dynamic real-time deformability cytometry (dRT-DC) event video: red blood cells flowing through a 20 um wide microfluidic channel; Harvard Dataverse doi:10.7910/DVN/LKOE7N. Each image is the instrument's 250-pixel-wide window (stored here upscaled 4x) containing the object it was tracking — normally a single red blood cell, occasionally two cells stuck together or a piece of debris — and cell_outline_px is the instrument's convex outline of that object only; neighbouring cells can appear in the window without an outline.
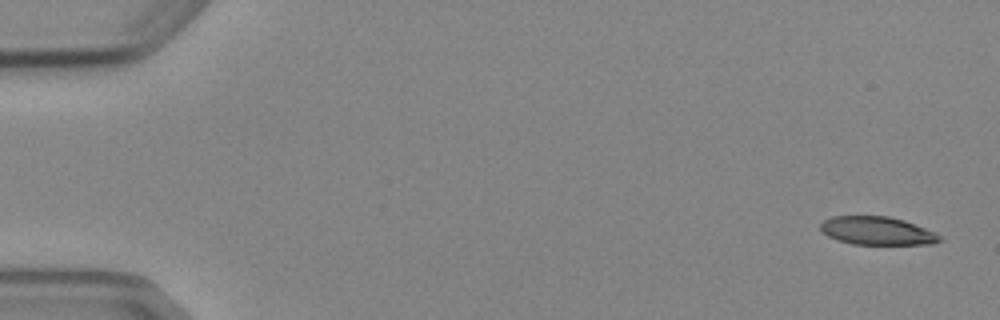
{"species": "Egyptian fruit bat (a non-hibernating species)", "species_latin": "Rousettus aegyptiacus", "temperature_condition": "cold", "stored_images_in_passage": 6, "segment_of_instrument_passage": [2, 2], "camera_frame_rate_fps": 3000, "um_per_image_px": 0.085, "animal": {"sex": "female"}, "frame": {"image": 1, "passage_image": 6, "time_ms": 5.667, "image_size_px": [1000, 320], "cell_outline_px": [[944, 240], [932, 244], [852, 244], [836, 240], [828, 236], [820, 228], [820, 224], [824, 220], [832, 216], [888, 216], [904, 220], [936, 232]], "centroid_in_image_um": [74.57, 19.62], "position_along_channel_um": 10.4, "area_um2": 19.65}}